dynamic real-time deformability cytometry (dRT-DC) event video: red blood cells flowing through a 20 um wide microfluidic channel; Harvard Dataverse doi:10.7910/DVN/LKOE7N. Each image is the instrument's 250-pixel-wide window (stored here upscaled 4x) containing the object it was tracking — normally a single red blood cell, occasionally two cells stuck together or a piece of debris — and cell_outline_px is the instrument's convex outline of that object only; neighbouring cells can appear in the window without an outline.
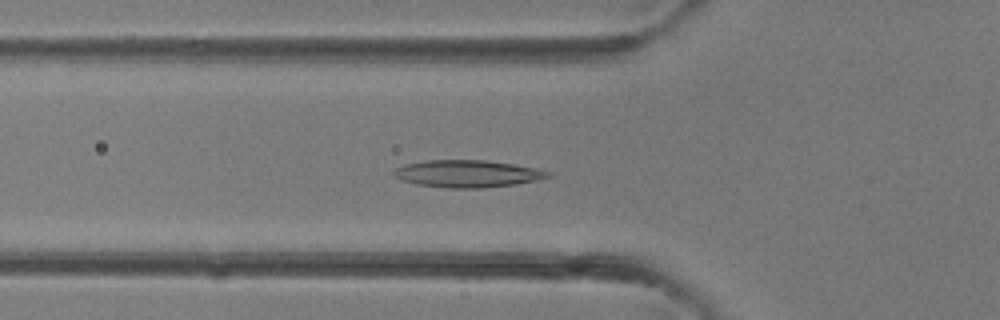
{"species": "common noctule bat (a hibernating species)", "species_latin": "Nyctalus noctula", "temperature_condition": "room temperature", "stored_images_in_passage": 39, "camera_frame_rate_fps": 3000, "um_per_image_px": 0.085, "animal": {"sex": "female"}, "frame": {"image": 1, "passage_image": 13, "time_ms": 4.0, "image_size_px": [1000, 320], "cell_outline_px": [[552, 176], [536, 180], [516, 184], [484, 188], [448, 188], [416, 184], [392, 176], [392, 172], [396, 168], [404, 164], [428, 160], [488, 160], [536, 168], [552, 172]], "centroid_in_image_um": [39.74, 14.76], "position_along_channel_um": 86.1, "area_um2": 24.51}}
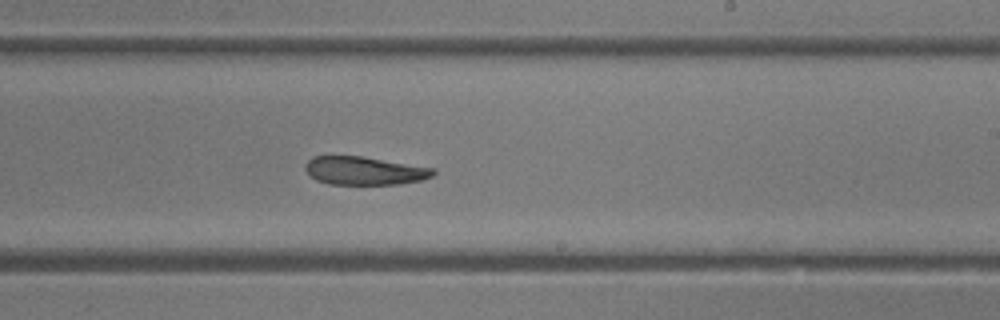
{"frame": {"image": 2, "passage_image": 23, "time_ms": 7.333, "image_size_px": [1000, 320], "cell_outline_px": [[436, 172], [432, 176], [420, 180], [400, 184], [328, 184], [316, 180], [308, 176], [304, 168], [304, 164], [312, 156], [364, 156], [436, 168]], "centroid_in_image_um": [30.95, 14.5], "position_along_channel_um": 258.0, "area_um2": 21.39}}
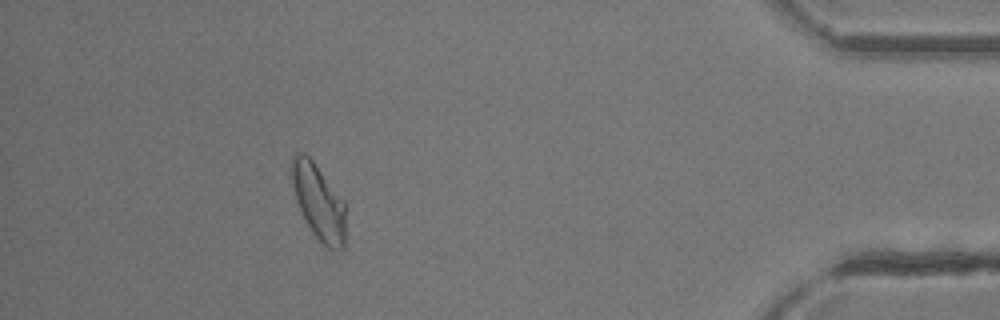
{"frame": {"image": 3, "passage_image": 35, "time_ms": 11.333, "image_size_px": [1000, 320], "cell_outline_px": [[344, 248], [340, 252], [328, 248], [312, 232], [300, 212], [296, 200], [292, 184], [292, 156], [296, 152], [304, 152], [312, 160], [344, 200]], "centroid_in_image_um": [27.07, 17.17], "position_along_channel_um": 408.1, "area_um2": 23.52}}